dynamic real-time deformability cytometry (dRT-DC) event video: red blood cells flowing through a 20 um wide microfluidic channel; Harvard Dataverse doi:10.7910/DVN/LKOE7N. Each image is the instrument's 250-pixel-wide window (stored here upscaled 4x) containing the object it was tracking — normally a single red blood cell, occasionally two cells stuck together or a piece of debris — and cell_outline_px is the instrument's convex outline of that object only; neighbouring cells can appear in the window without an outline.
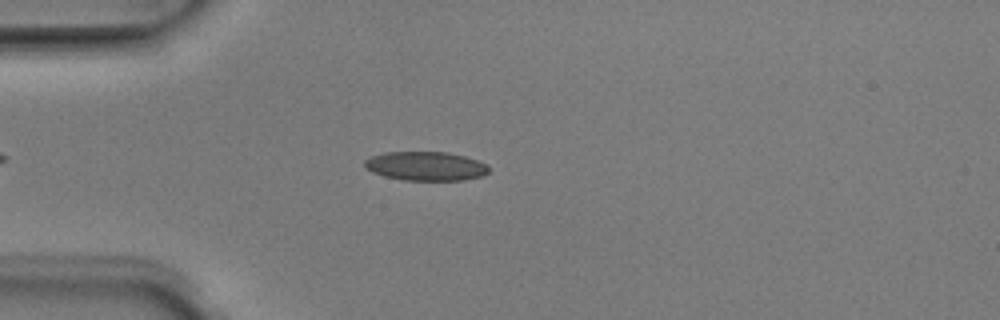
{"species": "Egyptian fruit bat (a non-hibernating species)", "species_latin": "Rousettus aegyptiacus", "temperature_condition": "room temperature", "stored_images_in_passage": 5, "camera_frame_rate_fps": 3000, "um_per_image_px": 0.085, "animal": {"sex": "male"}, "frame": {"image": 1, "passage_image": 4, "time_ms": 1.0, "image_size_px": [1000, 320], "cell_outline_px": [[488, 172], [480, 176], [464, 180], [404, 180], [384, 176], [372, 172], [364, 168], [364, 160], [372, 156], [384, 152], [448, 152], [480, 160], [488, 164]], "centroid_in_image_um": [36.18, 14.11], "position_along_channel_um": 48.8, "area_um2": 21.1}}